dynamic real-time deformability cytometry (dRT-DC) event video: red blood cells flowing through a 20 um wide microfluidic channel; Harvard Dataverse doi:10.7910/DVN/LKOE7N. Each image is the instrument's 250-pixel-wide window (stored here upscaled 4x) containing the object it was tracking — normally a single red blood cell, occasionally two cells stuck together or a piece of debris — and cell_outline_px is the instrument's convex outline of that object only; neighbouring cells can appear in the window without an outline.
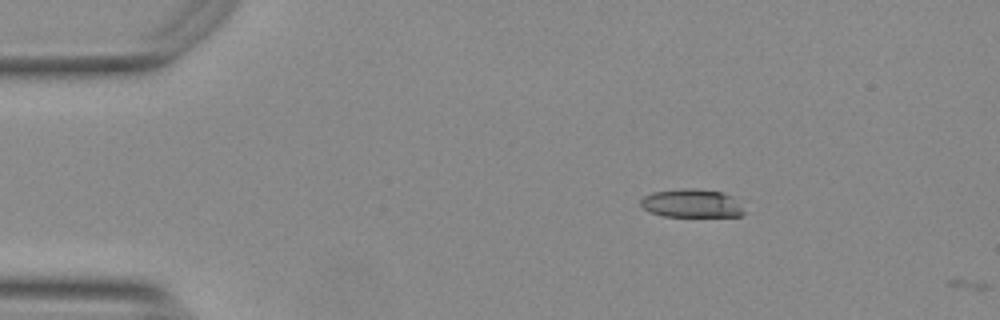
{"species": "Egyptian fruit bat (a non-hibernating species)", "species_latin": "Rousettus aegyptiacus", "temperature_condition": "warm", "stored_images_in_passage": 2, "camera_frame_rate_fps": 3000, "um_per_image_px": 0.085, "animal": {"sex": "female"}, "frame": {"image": 1, "passage_image": 1, "time_ms": 0.0, "image_size_px": [1000, 320], "cell_outline_px": [[744, 212], [740, 216], [664, 216], [648, 212], [640, 204], [640, 200], [644, 196], [652, 192], [680, 188], [696, 188], [724, 192], [732, 196]], "centroid_in_image_um": [58.74, 17.27], "position_along_channel_um": 26.3, "area_um2": 17.11}}